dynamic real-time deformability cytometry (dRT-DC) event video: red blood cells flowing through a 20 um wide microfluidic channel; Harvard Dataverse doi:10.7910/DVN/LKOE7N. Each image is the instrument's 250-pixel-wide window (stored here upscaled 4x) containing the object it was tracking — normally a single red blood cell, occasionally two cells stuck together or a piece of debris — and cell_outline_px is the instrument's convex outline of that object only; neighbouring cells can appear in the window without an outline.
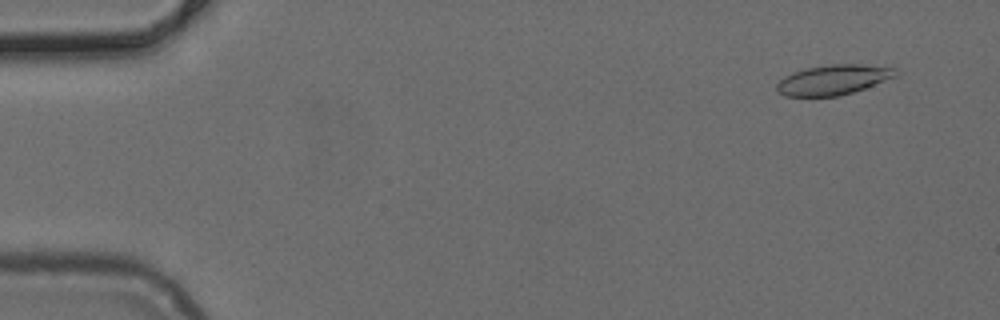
{"species": "common noctule bat (a hibernating species)", "species_latin": "Nyctalus noctula", "temperature_condition": "cold", "stored_images_in_passage": 51, "camera_frame_rate_fps": 3000, "um_per_image_px": 0.085, "animal": {"sex": "female", "body_mass_g": 24.6, "forearm_length_mm": 56.2}, "frame": {"image": 1, "passage_image": 4, "time_ms": 1.0, "image_size_px": [1000, 320], "cell_outline_px": [[900, 76], [840, 96], [784, 96], [776, 92], [776, 84], [784, 76], [792, 72], [808, 68], [832, 64], [860, 64], [896, 68], [900, 72]], "centroid_in_image_um": [70.86, 6.78], "position_along_channel_um": 14.1, "area_um2": 20.98}}
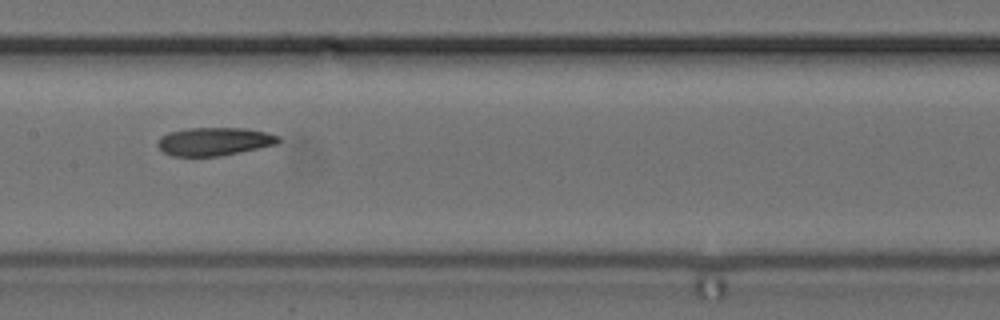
{"frame": {"image": 2, "passage_image": 26, "time_ms": 8.333, "image_size_px": [1000, 320], "cell_outline_px": [[280, 140], [276, 144], [240, 152], [220, 156], [172, 156], [164, 152], [156, 144], [160, 136], [168, 132], [188, 128], [244, 128], [264, 132], [280, 136]], "centroid_in_image_um": [18.18, 12.02], "position_along_channel_um": 189.2, "area_um2": 19.77}}
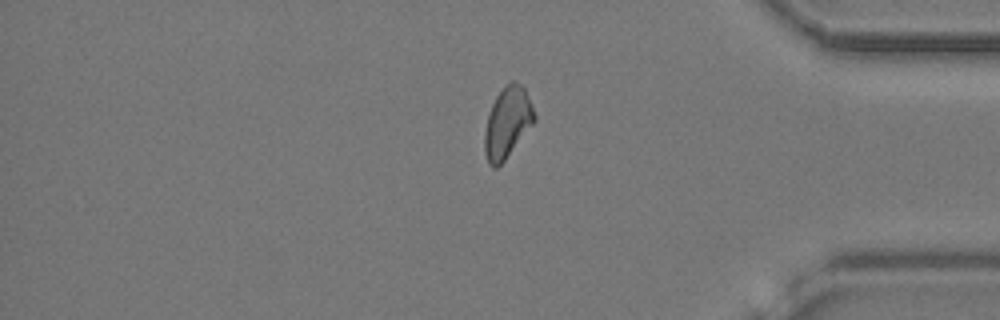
{"frame": {"image": 3, "passage_image": 43, "time_ms": 14.0, "image_size_px": [1000, 320], "cell_outline_px": [[536, 120], [504, 160], [496, 168], [492, 168], [488, 164], [484, 152], [484, 132], [488, 112], [496, 96], [512, 80], [516, 80], [524, 88], [536, 116]], "centroid_in_image_um": [43.1, 10.43], "position_along_channel_um": 392.1, "area_um2": 20.35}}